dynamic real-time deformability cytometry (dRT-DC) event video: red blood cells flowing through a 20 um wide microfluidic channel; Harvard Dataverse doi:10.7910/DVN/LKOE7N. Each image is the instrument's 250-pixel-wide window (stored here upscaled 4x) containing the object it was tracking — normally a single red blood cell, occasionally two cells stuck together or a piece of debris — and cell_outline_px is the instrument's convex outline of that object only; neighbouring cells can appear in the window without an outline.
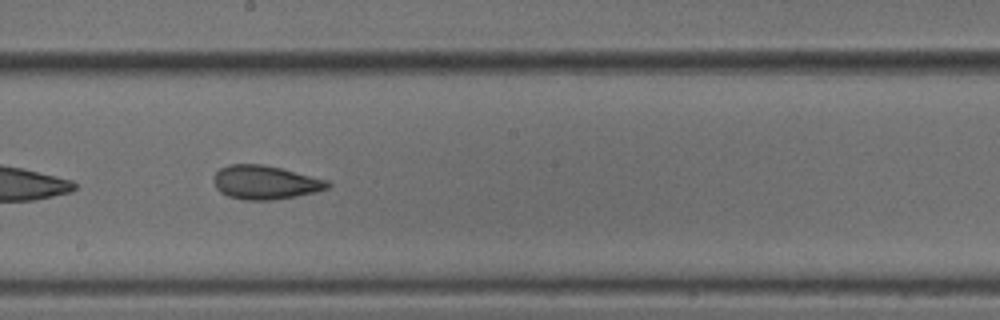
{"species": "common noctule bat (a hibernating species)", "species_latin": "Nyctalus noctula", "temperature_condition": "cold", "stored_images_in_passage": 39, "camera_frame_rate_fps": 3000, "um_per_image_px": 0.085, "animal": {"sex": "male", "body_mass_g": 18.8}, "frame": {"image": 1, "passage_image": 17, "time_ms": 5.333, "image_size_px": [1000, 320], "cell_outline_px": [[332, 184], [328, 188], [316, 192], [296, 196], [272, 200], [244, 200], [228, 196], [220, 192], [216, 188], [212, 180], [216, 172], [220, 168], [228, 164], [264, 164], [328, 180]], "centroid_in_image_um": [22.52, 15.5], "position_along_channel_um": 225.7, "area_um2": 22.54}, "authors_computed_cell_mechanics": {"area_um2": 22.7732, "velocity_mm_per_s": 3.8115, "shape_relaxation_time_tau1_ms": null, "shape_relaxation_time_tau2_ms": 1.5468, "deformation_change_tau1": null, "deformation_change_tau2": 0.0787}}